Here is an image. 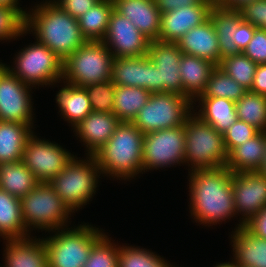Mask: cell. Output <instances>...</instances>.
Listing matches in <instances>:
<instances>
[{
    "label": "cell",
    "instance_id": "30bf717a",
    "mask_svg": "<svg viewBox=\"0 0 266 267\" xmlns=\"http://www.w3.org/2000/svg\"><path fill=\"white\" fill-rule=\"evenodd\" d=\"M193 112V103L185 96L170 92L151 93L132 123L145 135L184 125Z\"/></svg>",
    "mask_w": 266,
    "mask_h": 267
},
{
    "label": "cell",
    "instance_id": "74e56055",
    "mask_svg": "<svg viewBox=\"0 0 266 267\" xmlns=\"http://www.w3.org/2000/svg\"><path fill=\"white\" fill-rule=\"evenodd\" d=\"M26 9H14L0 6V42L26 36ZM24 34V35H23Z\"/></svg>",
    "mask_w": 266,
    "mask_h": 267
},
{
    "label": "cell",
    "instance_id": "836d02e7",
    "mask_svg": "<svg viewBox=\"0 0 266 267\" xmlns=\"http://www.w3.org/2000/svg\"><path fill=\"white\" fill-rule=\"evenodd\" d=\"M239 120L252 125L259 132H266V96L247 91L235 102Z\"/></svg>",
    "mask_w": 266,
    "mask_h": 267
},
{
    "label": "cell",
    "instance_id": "d590c367",
    "mask_svg": "<svg viewBox=\"0 0 266 267\" xmlns=\"http://www.w3.org/2000/svg\"><path fill=\"white\" fill-rule=\"evenodd\" d=\"M118 267H176L149 249L119 245Z\"/></svg>",
    "mask_w": 266,
    "mask_h": 267
},
{
    "label": "cell",
    "instance_id": "44dd1931",
    "mask_svg": "<svg viewBox=\"0 0 266 267\" xmlns=\"http://www.w3.org/2000/svg\"><path fill=\"white\" fill-rule=\"evenodd\" d=\"M114 9L150 40H159L161 12L154 0H113Z\"/></svg>",
    "mask_w": 266,
    "mask_h": 267
},
{
    "label": "cell",
    "instance_id": "4dcf8cb0",
    "mask_svg": "<svg viewBox=\"0 0 266 267\" xmlns=\"http://www.w3.org/2000/svg\"><path fill=\"white\" fill-rule=\"evenodd\" d=\"M40 182L22 162L0 163V189L22 198Z\"/></svg>",
    "mask_w": 266,
    "mask_h": 267
},
{
    "label": "cell",
    "instance_id": "60d3db41",
    "mask_svg": "<svg viewBox=\"0 0 266 267\" xmlns=\"http://www.w3.org/2000/svg\"><path fill=\"white\" fill-rule=\"evenodd\" d=\"M258 132L259 131L252 125L237 119L225 133H223V141L227 154L235 147L243 144L246 140L254 137Z\"/></svg>",
    "mask_w": 266,
    "mask_h": 267
},
{
    "label": "cell",
    "instance_id": "b9f144b4",
    "mask_svg": "<svg viewBox=\"0 0 266 267\" xmlns=\"http://www.w3.org/2000/svg\"><path fill=\"white\" fill-rule=\"evenodd\" d=\"M243 21L266 31V0H256L239 9Z\"/></svg>",
    "mask_w": 266,
    "mask_h": 267
},
{
    "label": "cell",
    "instance_id": "f1b7e54d",
    "mask_svg": "<svg viewBox=\"0 0 266 267\" xmlns=\"http://www.w3.org/2000/svg\"><path fill=\"white\" fill-rule=\"evenodd\" d=\"M34 125L0 121V163L19 162Z\"/></svg>",
    "mask_w": 266,
    "mask_h": 267
},
{
    "label": "cell",
    "instance_id": "8fae6325",
    "mask_svg": "<svg viewBox=\"0 0 266 267\" xmlns=\"http://www.w3.org/2000/svg\"><path fill=\"white\" fill-rule=\"evenodd\" d=\"M142 151L143 172L184 165V125L166 128L144 135Z\"/></svg>",
    "mask_w": 266,
    "mask_h": 267
},
{
    "label": "cell",
    "instance_id": "ab89813d",
    "mask_svg": "<svg viewBox=\"0 0 266 267\" xmlns=\"http://www.w3.org/2000/svg\"><path fill=\"white\" fill-rule=\"evenodd\" d=\"M84 88L94 112L113 113L115 84L111 80L90 84Z\"/></svg>",
    "mask_w": 266,
    "mask_h": 267
},
{
    "label": "cell",
    "instance_id": "6da1fadb",
    "mask_svg": "<svg viewBox=\"0 0 266 267\" xmlns=\"http://www.w3.org/2000/svg\"><path fill=\"white\" fill-rule=\"evenodd\" d=\"M188 176V206L195 222L209 227L237 217L231 171L226 166L194 170Z\"/></svg>",
    "mask_w": 266,
    "mask_h": 267
},
{
    "label": "cell",
    "instance_id": "1f68e13d",
    "mask_svg": "<svg viewBox=\"0 0 266 267\" xmlns=\"http://www.w3.org/2000/svg\"><path fill=\"white\" fill-rule=\"evenodd\" d=\"M113 10V0H100L77 19L81 33L87 41H103Z\"/></svg>",
    "mask_w": 266,
    "mask_h": 267
},
{
    "label": "cell",
    "instance_id": "816d5d0a",
    "mask_svg": "<svg viewBox=\"0 0 266 267\" xmlns=\"http://www.w3.org/2000/svg\"><path fill=\"white\" fill-rule=\"evenodd\" d=\"M214 267H240L233 259L232 261H226V262H222V263H217L216 265H214Z\"/></svg>",
    "mask_w": 266,
    "mask_h": 267
},
{
    "label": "cell",
    "instance_id": "d6986e66",
    "mask_svg": "<svg viewBox=\"0 0 266 267\" xmlns=\"http://www.w3.org/2000/svg\"><path fill=\"white\" fill-rule=\"evenodd\" d=\"M120 123L113 113L92 111L73 128V133L85 145V155H94L111 138Z\"/></svg>",
    "mask_w": 266,
    "mask_h": 267
},
{
    "label": "cell",
    "instance_id": "e575fe53",
    "mask_svg": "<svg viewBox=\"0 0 266 267\" xmlns=\"http://www.w3.org/2000/svg\"><path fill=\"white\" fill-rule=\"evenodd\" d=\"M248 90L216 66L199 97L225 98L237 102Z\"/></svg>",
    "mask_w": 266,
    "mask_h": 267
},
{
    "label": "cell",
    "instance_id": "2e32d148",
    "mask_svg": "<svg viewBox=\"0 0 266 267\" xmlns=\"http://www.w3.org/2000/svg\"><path fill=\"white\" fill-rule=\"evenodd\" d=\"M182 54L176 43L150 41L147 55L157 68V92L183 96V84L179 74Z\"/></svg>",
    "mask_w": 266,
    "mask_h": 267
},
{
    "label": "cell",
    "instance_id": "5b68a950",
    "mask_svg": "<svg viewBox=\"0 0 266 267\" xmlns=\"http://www.w3.org/2000/svg\"><path fill=\"white\" fill-rule=\"evenodd\" d=\"M52 235L42 238L49 267H83L89 258L92 246L105 234L89 223L71 228L52 230Z\"/></svg>",
    "mask_w": 266,
    "mask_h": 267
},
{
    "label": "cell",
    "instance_id": "db71d44e",
    "mask_svg": "<svg viewBox=\"0 0 266 267\" xmlns=\"http://www.w3.org/2000/svg\"><path fill=\"white\" fill-rule=\"evenodd\" d=\"M4 66V63L0 62V69Z\"/></svg>",
    "mask_w": 266,
    "mask_h": 267
},
{
    "label": "cell",
    "instance_id": "cb8c5ba5",
    "mask_svg": "<svg viewBox=\"0 0 266 267\" xmlns=\"http://www.w3.org/2000/svg\"><path fill=\"white\" fill-rule=\"evenodd\" d=\"M216 67L209 60L182 54L179 74L183 84V96L192 103L202 95L212 70Z\"/></svg>",
    "mask_w": 266,
    "mask_h": 267
},
{
    "label": "cell",
    "instance_id": "7c38bea8",
    "mask_svg": "<svg viewBox=\"0 0 266 267\" xmlns=\"http://www.w3.org/2000/svg\"><path fill=\"white\" fill-rule=\"evenodd\" d=\"M74 154L58 143L40 139L35 132L27 139L21 161L39 182H50L72 160Z\"/></svg>",
    "mask_w": 266,
    "mask_h": 267
},
{
    "label": "cell",
    "instance_id": "d4e9b609",
    "mask_svg": "<svg viewBox=\"0 0 266 267\" xmlns=\"http://www.w3.org/2000/svg\"><path fill=\"white\" fill-rule=\"evenodd\" d=\"M209 19L217 34L220 61L226 57L241 53L234 43L237 26L243 21L239 10L213 5Z\"/></svg>",
    "mask_w": 266,
    "mask_h": 267
},
{
    "label": "cell",
    "instance_id": "8992f818",
    "mask_svg": "<svg viewBox=\"0 0 266 267\" xmlns=\"http://www.w3.org/2000/svg\"><path fill=\"white\" fill-rule=\"evenodd\" d=\"M185 154L184 163L188 171L213 169L226 166V152L223 134L201 120L193 112L184 123Z\"/></svg>",
    "mask_w": 266,
    "mask_h": 267
},
{
    "label": "cell",
    "instance_id": "277c9868",
    "mask_svg": "<svg viewBox=\"0 0 266 267\" xmlns=\"http://www.w3.org/2000/svg\"><path fill=\"white\" fill-rule=\"evenodd\" d=\"M85 158L80 159L75 155L49 182L63 203L74 214L92 201L102 174L93 155H87Z\"/></svg>",
    "mask_w": 266,
    "mask_h": 267
},
{
    "label": "cell",
    "instance_id": "9a60e30c",
    "mask_svg": "<svg viewBox=\"0 0 266 267\" xmlns=\"http://www.w3.org/2000/svg\"><path fill=\"white\" fill-rule=\"evenodd\" d=\"M150 41L128 18L112 11L103 42L114 58L145 56Z\"/></svg>",
    "mask_w": 266,
    "mask_h": 267
},
{
    "label": "cell",
    "instance_id": "bcb514c9",
    "mask_svg": "<svg viewBox=\"0 0 266 267\" xmlns=\"http://www.w3.org/2000/svg\"><path fill=\"white\" fill-rule=\"evenodd\" d=\"M245 227L256 237L266 240V206L248 221Z\"/></svg>",
    "mask_w": 266,
    "mask_h": 267
},
{
    "label": "cell",
    "instance_id": "f35d334b",
    "mask_svg": "<svg viewBox=\"0 0 266 267\" xmlns=\"http://www.w3.org/2000/svg\"><path fill=\"white\" fill-rule=\"evenodd\" d=\"M104 234L93 246L83 267H118L119 244Z\"/></svg>",
    "mask_w": 266,
    "mask_h": 267
},
{
    "label": "cell",
    "instance_id": "f6af8a7d",
    "mask_svg": "<svg viewBox=\"0 0 266 267\" xmlns=\"http://www.w3.org/2000/svg\"><path fill=\"white\" fill-rule=\"evenodd\" d=\"M256 28L257 27H255L254 25H251L250 23H247L245 21H242L237 26L234 43L236 44L240 52L243 53V51L247 48V45L251 41Z\"/></svg>",
    "mask_w": 266,
    "mask_h": 267
},
{
    "label": "cell",
    "instance_id": "c3c4849f",
    "mask_svg": "<svg viewBox=\"0 0 266 267\" xmlns=\"http://www.w3.org/2000/svg\"><path fill=\"white\" fill-rule=\"evenodd\" d=\"M249 91L266 96V63L257 65L253 84Z\"/></svg>",
    "mask_w": 266,
    "mask_h": 267
},
{
    "label": "cell",
    "instance_id": "ee69618b",
    "mask_svg": "<svg viewBox=\"0 0 266 267\" xmlns=\"http://www.w3.org/2000/svg\"><path fill=\"white\" fill-rule=\"evenodd\" d=\"M63 11L78 19L100 0H52Z\"/></svg>",
    "mask_w": 266,
    "mask_h": 267
},
{
    "label": "cell",
    "instance_id": "7a4b0ae2",
    "mask_svg": "<svg viewBox=\"0 0 266 267\" xmlns=\"http://www.w3.org/2000/svg\"><path fill=\"white\" fill-rule=\"evenodd\" d=\"M32 8L27 11L25 30L63 61L87 42L78 20L52 0H43Z\"/></svg>",
    "mask_w": 266,
    "mask_h": 267
},
{
    "label": "cell",
    "instance_id": "f907efd6",
    "mask_svg": "<svg viewBox=\"0 0 266 267\" xmlns=\"http://www.w3.org/2000/svg\"><path fill=\"white\" fill-rule=\"evenodd\" d=\"M19 1L20 0H0V6L14 8V9H23L20 7Z\"/></svg>",
    "mask_w": 266,
    "mask_h": 267
},
{
    "label": "cell",
    "instance_id": "7402d4cb",
    "mask_svg": "<svg viewBox=\"0 0 266 267\" xmlns=\"http://www.w3.org/2000/svg\"><path fill=\"white\" fill-rule=\"evenodd\" d=\"M182 53L220 63L218 38L210 19L186 32L176 43Z\"/></svg>",
    "mask_w": 266,
    "mask_h": 267
},
{
    "label": "cell",
    "instance_id": "7dc6e473",
    "mask_svg": "<svg viewBox=\"0 0 266 267\" xmlns=\"http://www.w3.org/2000/svg\"><path fill=\"white\" fill-rule=\"evenodd\" d=\"M205 0H154L161 13L171 12L181 7L201 5Z\"/></svg>",
    "mask_w": 266,
    "mask_h": 267
},
{
    "label": "cell",
    "instance_id": "603a6c76",
    "mask_svg": "<svg viewBox=\"0 0 266 267\" xmlns=\"http://www.w3.org/2000/svg\"><path fill=\"white\" fill-rule=\"evenodd\" d=\"M232 232V259L240 267H266V240L256 237L245 226Z\"/></svg>",
    "mask_w": 266,
    "mask_h": 267
},
{
    "label": "cell",
    "instance_id": "8d00e7d4",
    "mask_svg": "<svg viewBox=\"0 0 266 267\" xmlns=\"http://www.w3.org/2000/svg\"><path fill=\"white\" fill-rule=\"evenodd\" d=\"M257 65L241 52L222 59L218 67L249 91Z\"/></svg>",
    "mask_w": 266,
    "mask_h": 267
},
{
    "label": "cell",
    "instance_id": "52a82bcc",
    "mask_svg": "<svg viewBox=\"0 0 266 267\" xmlns=\"http://www.w3.org/2000/svg\"><path fill=\"white\" fill-rule=\"evenodd\" d=\"M21 210L26 231L30 235L36 229L50 233L69 227L67 223H70L68 220L73 214L48 182H40L21 198Z\"/></svg>",
    "mask_w": 266,
    "mask_h": 267
},
{
    "label": "cell",
    "instance_id": "681fc988",
    "mask_svg": "<svg viewBox=\"0 0 266 267\" xmlns=\"http://www.w3.org/2000/svg\"><path fill=\"white\" fill-rule=\"evenodd\" d=\"M254 1L256 0H216L213 4L231 10H239L245 4L253 3Z\"/></svg>",
    "mask_w": 266,
    "mask_h": 267
},
{
    "label": "cell",
    "instance_id": "d6a6232c",
    "mask_svg": "<svg viewBox=\"0 0 266 267\" xmlns=\"http://www.w3.org/2000/svg\"><path fill=\"white\" fill-rule=\"evenodd\" d=\"M150 96L151 93L144 88L115 85L113 114L121 122H132Z\"/></svg>",
    "mask_w": 266,
    "mask_h": 267
},
{
    "label": "cell",
    "instance_id": "7bdbcfd3",
    "mask_svg": "<svg viewBox=\"0 0 266 267\" xmlns=\"http://www.w3.org/2000/svg\"><path fill=\"white\" fill-rule=\"evenodd\" d=\"M243 53L256 64L266 63V31L260 27L255 29L251 41Z\"/></svg>",
    "mask_w": 266,
    "mask_h": 267
},
{
    "label": "cell",
    "instance_id": "4316f807",
    "mask_svg": "<svg viewBox=\"0 0 266 267\" xmlns=\"http://www.w3.org/2000/svg\"><path fill=\"white\" fill-rule=\"evenodd\" d=\"M193 103H199L196 107H200L193 113L204 122L210 124L219 133L223 134L225 131L238 119L236 113L235 102L225 98L215 97H198Z\"/></svg>",
    "mask_w": 266,
    "mask_h": 267
},
{
    "label": "cell",
    "instance_id": "f546056e",
    "mask_svg": "<svg viewBox=\"0 0 266 267\" xmlns=\"http://www.w3.org/2000/svg\"><path fill=\"white\" fill-rule=\"evenodd\" d=\"M31 236L22 218L21 199L0 189V237L5 239Z\"/></svg>",
    "mask_w": 266,
    "mask_h": 267
},
{
    "label": "cell",
    "instance_id": "ba28073f",
    "mask_svg": "<svg viewBox=\"0 0 266 267\" xmlns=\"http://www.w3.org/2000/svg\"><path fill=\"white\" fill-rule=\"evenodd\" d=\"M113 59L103 41H87L63 61L62 81L77 87L108 81Z\"/></svg>",
    "mask_w": 266,
    "mask_h": 267
},
{
    "label": "cell",
    "instance_id": "484cf974",
    "mask_svg": "<svg viewBox=\"0 0 266 267\" xmlns=\"http://www.w3.org/2000/svg\"><path fill=\"white\" fill-rule=\"evenodd\" d=\"M265 150L266 132H258L228 154L226 167L232 173L258 171L263 162Z\"/></svg>",
    "mask_w": 266,
    "mask_h": 267
},
{
    "label": "cell",
    "instance_id": "3957f363",
    "mask_svg": "<svg viewBox=\"0 0 266 267\" xmlns=\"http://www.w3.org/2000/svg\"><path fill=\"white\" fill-rule=\"evenodd\" d=\"M143 140L144 134L132 122H121L93 155L102 175L129 181L143 174Z\"/></svg>",
    "mask_w": 266,
    "mask_h": 267
},
{
    "label": "cell",
    "instance_id": "4fadbf2b",
    "mask_svg": "<svg viewBox=\"0 0 266 267\" xmlns=\"http://www.w3.org/2000/svg\"><path fill=\"white\" fill-rule=\"evenodd\" d=\"M32 88L14 76L5 65L0 69V121L34 125Z\"/></svg>",
    "mask_w": 266,
    "mask_h": 267
},
{
    "label": "cell",
    "instance_id": "83f0119b",
    "mask_svg": "<svg viewBox=\"0 0 266 267\" xmlns=\"http://www.w3.org/2000/svg\"><path fill=\"white\" fill-rule=\"evenodd\" d=\"M63 83L64 87L58 91L55 100L61 117L71 125L73 130L93 110L84 87Z\"/></svg>",
    "mask_w": 266,
    "mask_h": 267
},
{
    "label": "cell",
    "instance_id": "5bb4252c",
    "mask_svg": "<svg viewBox=\"0 0 266 267\" xmlns=\"http://www.w3.org/2000/svg\"><path fill=\"white\" fill-rule=\"evenodd\" d=\"M231 187L236 215H241L240 222L235 227L238 229L266 206V176L258 171L231 172Z\"/></svg>",
    "mask_w": 266,
    "mask_h": 267
},
{
    "label": "cell",
    "instance_id": "ffe728a7",
    "mask_svg": "<svg viewBox=\"0 0 266 267\" xmlns=\"http://www.w3.org/2000/svg\"><path fill=\"white\" fill-rule=\"evenodd\" d=\"M3 267H49L46 246L33 237L4 239ZM2 267V266H0Z\"/></svg>",
    "mask_w": 266,
    "mask_h": 267
},
{
    "label": "cell",
    "instance_id": "9c48e42d",
    "mask_svg": "<svg viewBox=\"0 0 266 267\" xmlns=\"http://www.w3.org/2000/svg\"><path fill=\"white\" fill-rule=\"evenodd\" d=\"M35 41L16 52L13 67L4 65L14 76L35 89L40 85L47 87L62 83L63 60L47 46Z\"/></svg>",
    "mask_w": 266,
    "mask_h": 267
},
{
    "label": "cell",
    "instance_id": "f5cc1de1",
    "mask_svg": "<svg viewBox=\"0 0 266 267\" xmlns=\"http://www.w3.org/2000/svg\"><path fill=\"white\" fill-rule=\"evenodd\" d=\"M258 172L264 176H266V150H265V155H264V159L263 162L258 170Z\"/></svg>",
    "mask_w": 266,
    "mask_h": 267
},
{
    "label": "cell",
    "instance_id": "e0dca14e",
    "mask_svg": "<svg viewBox=\"0 0 266 267\" xmlns=\"http://www.w3.org/2000/svg\"><path fill=\"white\" fill-rule=\"evenodd\" d=\"M110 80L117 86H136L157 92V68L148 55L114 58Z\"/></svg>",
    "mask_w": 266,
    "mask_h": 267
},
{
    "label": "cell",
    "instance_id": "ac0fdd59",
    "mask_svg": "<svg viewBox=\"0 0 266 267\" xmlns=\"http://www.w3.org/2000/svg\"><path fill=\"white\" fill-rule=\"evenodd\" d=\"M213 5L211 1L205 0L201 5L181 7L171 12L161 13L159 40L177 43L186 32L209 19Z\"/></svg>",
    "mask_w": 266,
    "mask_h": 267
}]
</instances>
